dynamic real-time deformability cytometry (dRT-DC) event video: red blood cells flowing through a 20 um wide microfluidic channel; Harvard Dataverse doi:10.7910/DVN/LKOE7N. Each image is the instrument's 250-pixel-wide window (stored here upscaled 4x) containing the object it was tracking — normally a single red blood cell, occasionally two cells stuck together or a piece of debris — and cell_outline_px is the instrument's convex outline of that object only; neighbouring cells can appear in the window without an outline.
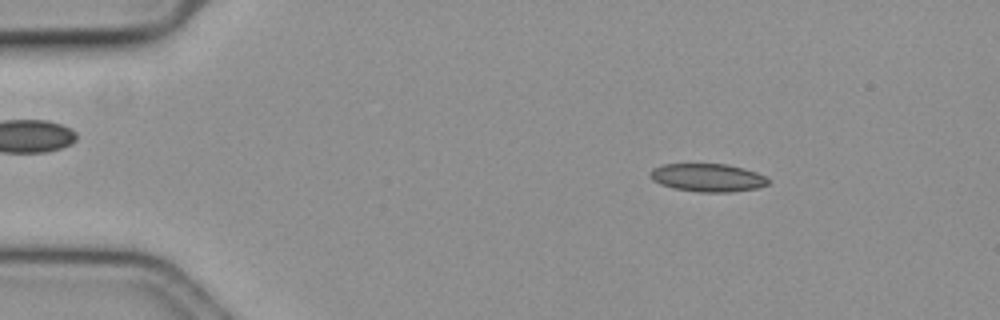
{"species": "common noctule bat (a hibernating species)", "species_latin": "Nyctalus noctula", "temperature_condition": "cold", "stored_images_in_passage": 57, "camera_frame_rate_fps": 3000, "um_per_image_px": 0.085, "animal": {"sex": "female", "body_mass_g": 19.3, "forearm_length_mm": 54.1}, "frame": {"image": 1, "passage_image": 9, "time_ms": 2.667, "image_size_px": [1000, 320], "cell_outline_px": [[768, 184], [756, 188], [732, 192], [700, 192], [672, 188], [660, 184], [652, 180], [648, 172], [652, 168], [664, 164], [728, 164], [744, 168], [756, 172], [764, 176], [768, 180]], "centroid_in_image_um": [60.11, 15.09], "position_along_channel_um": 24.9, "area_um2": 19.36}}
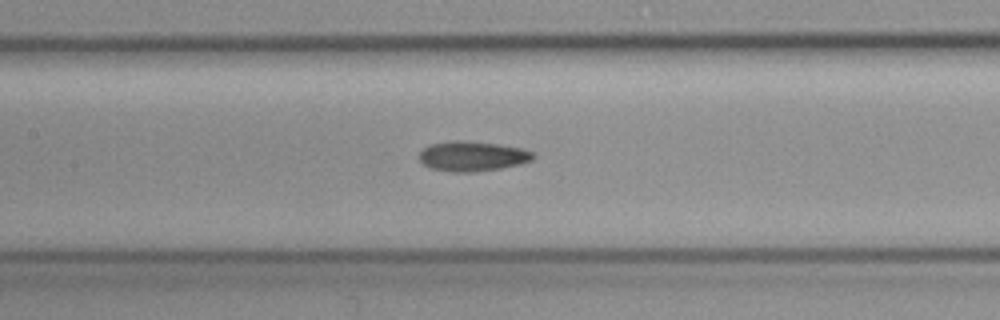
{"frame": {"image": 2, "passage_image": 27, "time_ms": 8.667, "image_size_px": [1000, 320], "cell_outline_px": [[536, 156], [532, 160], [520, 164], [500, 168], [472, 172], [452, 172], [432, 168], [424, 164], [420, 160], [420, 152], [428, 144], [452, 140], [464, 140], [496, 144], [524, 148], [536, 152]], "centroid_in_image_um": [40.19, 13.26], "position_along_channel_um": 167.2, "area_um2": 20.0}}
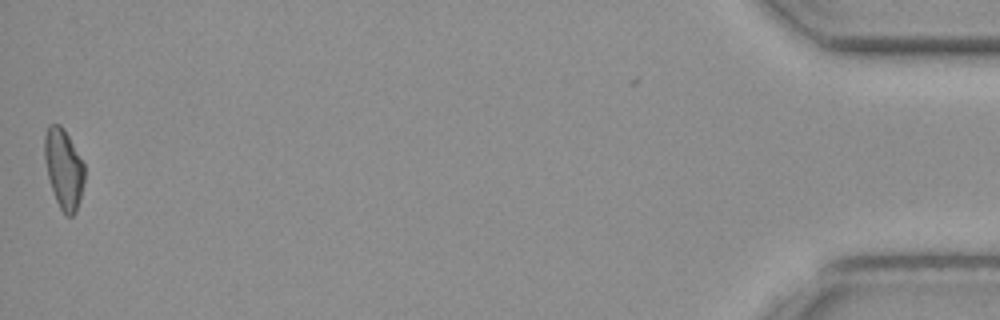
{"frame": {"image": 3, "passage_image": 57, "time_ms": 18.667, "image_size_px": [1000, 320], "cell_outline_px": [[84, 180], [80, 200], [76, 212], [72, 216], [64, 216], [56, 200], [48, 176], [44, 156], [44, 136], [48, 124], [60, 124], [64, 128], [84, 164]], "centroid_in_image_um": [5.41, 14.34], "position_along_channel_um": 429.8, "area_um2": 18.55}}